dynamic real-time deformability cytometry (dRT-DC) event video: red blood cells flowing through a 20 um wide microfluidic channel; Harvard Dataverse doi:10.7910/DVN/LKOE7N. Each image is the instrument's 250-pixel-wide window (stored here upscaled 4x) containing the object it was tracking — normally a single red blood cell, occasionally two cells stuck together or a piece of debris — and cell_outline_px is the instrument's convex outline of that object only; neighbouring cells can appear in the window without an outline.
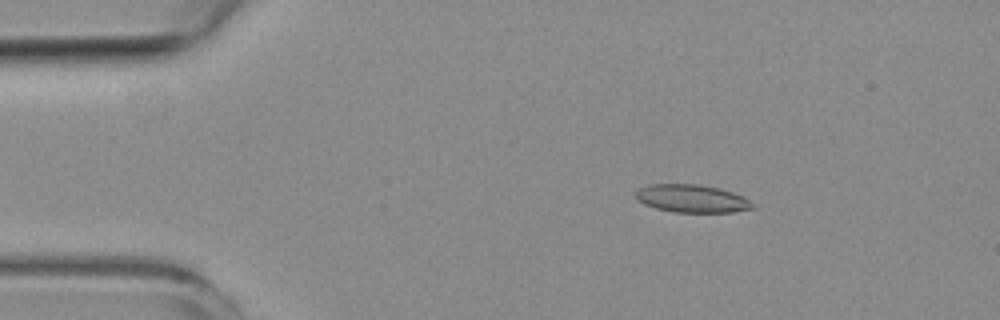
{"species": "common noctule bat (a hibernating species)", "species_latin": "Nyctalus noctula", "temperature_condition": "room temperature", "stored_images_in_passage": 3, "camera_frame_rate_fps": 3000, "um_per_image_px": 0.085, "animal": {"sex": "female", "body_mass_g": 19.3, "forearm_length_mm": 54.1}, "frame": {"image": 1, "passage_image": 1, "time_ms": 0.0, "image_size_px": [1000, 320], "cell_outline_px": [[756, 208], [732, 212], [672, 212], [656, 208], [644, 204], [636, 200], [636, 192], [640, 188], [648, 184], [700, 184], [720, 188], [744, 196], [756, 204]], "centroid_in_image_um": [58.85, 16.88], "position_along_channel_um": 26.2, "area_um2": 19.25}}